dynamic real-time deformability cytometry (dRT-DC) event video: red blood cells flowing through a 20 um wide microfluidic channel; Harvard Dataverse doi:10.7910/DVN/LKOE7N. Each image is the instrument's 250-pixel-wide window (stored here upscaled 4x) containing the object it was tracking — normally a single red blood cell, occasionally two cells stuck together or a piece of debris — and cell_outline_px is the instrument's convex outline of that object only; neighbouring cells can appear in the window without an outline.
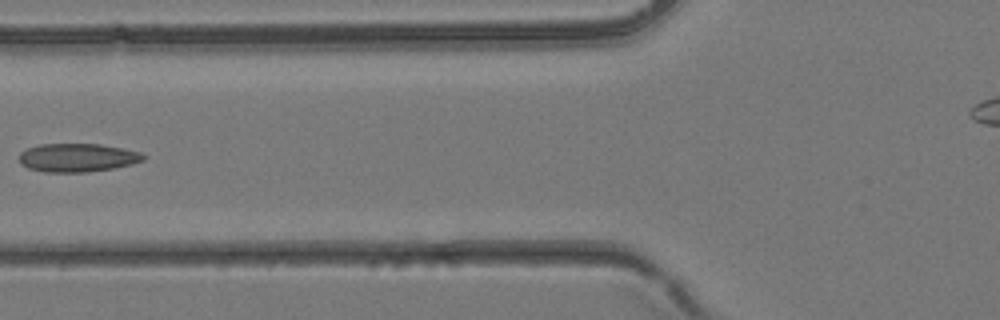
{"species": "common noctule bat (a hibernating species)", "species_latin": "Nyctalus noctula", "temperature_condition": "room temperature", "stored_images_in_passage": 4, "camera_frame_rate_fps": 3000, "um_per_image_px": 0.085, "animal": {"sex": "female", "body_mass_g": 24.6, "forearm_length_mm": 56.2}, "frame": {"image": 1, "passage_image": 4, "time_ms": 1.0, "image_size_px": [1000, 320], "cell_outline_px": [[144, 160], [132, 164], [112, 168], [84, 172], [44, 172], [28, 168], [20, 164], [20, 152], [28, 148], [40, 144], [100, 144], [140, 152], [144, 156]], "centroid_in_image_um": [6.55, 13.4], "position_along_channel_um": 119.3, "area_um2": 20.4}}